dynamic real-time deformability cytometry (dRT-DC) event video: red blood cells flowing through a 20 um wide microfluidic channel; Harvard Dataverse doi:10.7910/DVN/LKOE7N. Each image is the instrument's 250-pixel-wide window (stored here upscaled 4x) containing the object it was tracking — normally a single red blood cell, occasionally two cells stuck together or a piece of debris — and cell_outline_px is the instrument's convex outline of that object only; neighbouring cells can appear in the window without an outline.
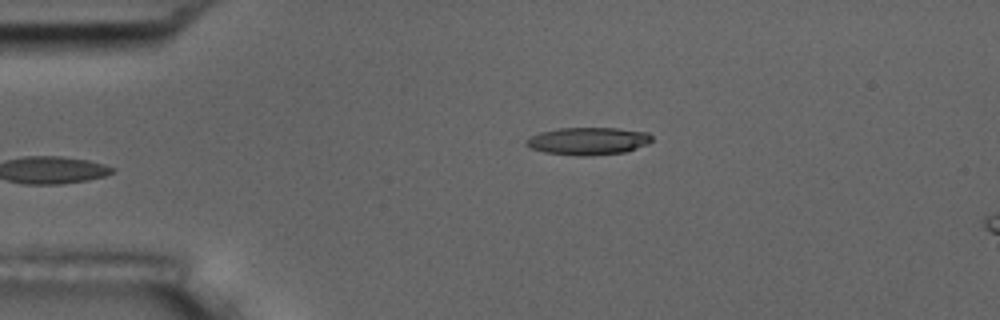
{"species": "common noctule bat (a hibernating species)", "species_latin": "Nyctalus noctula", "temperature_condition": "room temperature", "stored_images_in_passage": 6, "camera_frame_rate_fps": 3000, "um_per_image_px": 0.085, "animal": {"sex": "male", "body_mass_g": 17.5, "forearm_length_mm": 52.3}, "frame": {"image": 1, "passage_image": 6, "time_ms": 6.667, "image_size_px": [1000, 320], "cell_outline_px": [[652, 140], [648, 144], [624, 152], [592, 156], [576, 156], [544, 152], [528, 148], [524, 144], [524, 140], [540, 132], [560, 128], [620, 128], [648, 132], [652, 136]], "centroid_in_image_um": [49.97, 11.99], "position_along_channel_um": 35.0, "area_um2": 20.4}}